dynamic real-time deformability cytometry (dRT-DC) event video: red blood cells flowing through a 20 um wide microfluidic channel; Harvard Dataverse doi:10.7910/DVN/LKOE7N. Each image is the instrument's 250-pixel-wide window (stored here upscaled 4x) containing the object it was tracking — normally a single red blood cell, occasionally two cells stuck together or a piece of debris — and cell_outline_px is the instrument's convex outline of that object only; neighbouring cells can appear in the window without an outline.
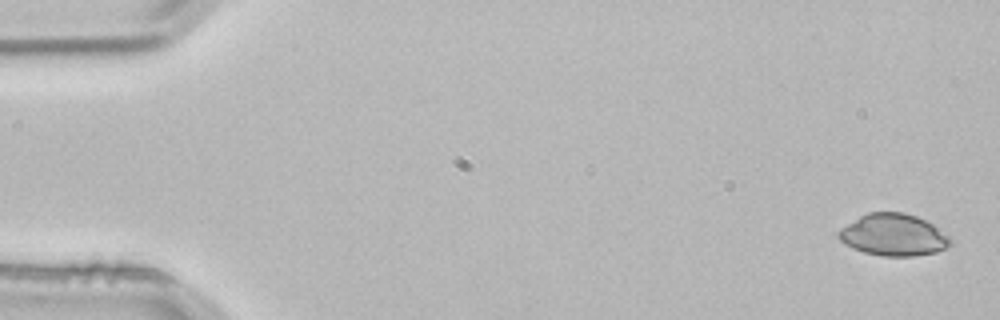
{"species": "common noctule bat (a hibernating species)", "species_latin": "Nyctalus noctula", "temperature_condition": "room temperature", "stored_images_in_passage": 4, "camera_frame_rate_fps": 3000, "um_per_image_px": 0.085, "animal": {"sex": "male", "body_mass_g": 21.5, "forearm_length_mm": 52.0}, "frame": {"image": 1, "passage_image": 1, "time_ms": 0.0, "image_size_px": [1000, 320], "cell_outline_px": [[952, 244], [936, 252], [912, 256], [880, 256], [864, 252], [852, 248], [844, 244], [836, 236], [836, 232], [840, 228], [860, 216], [868, 212], [904, 212], [916, 216], [932, 224], [948, 236], [952, 240]], "centroid_in_image_um": [75.9, 19.97], "position_along_channel_um": 9.1, "area_um2": 27.34}}
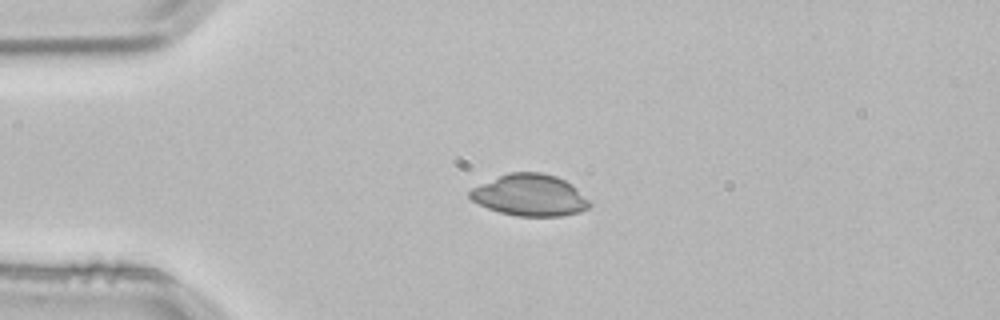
{"frame": {"image": 2, "passage_image": 3, "time_ms": 0.667, "image_size_px": [1000, 320], "cell_outline_px": [[592, 204], [588, 208], [580, 212], [560, 216], [516, 216], [500, 212], [488, 208], [472, 200], [468, 196], [468, 192], [472, 188], [508, 172], [540, 172], [556, 176], [572, 184]], "centroid_in_image_um": [45.04, 16.59], "position_along_channel_um": 40.0, "area_um2": 28.9}}
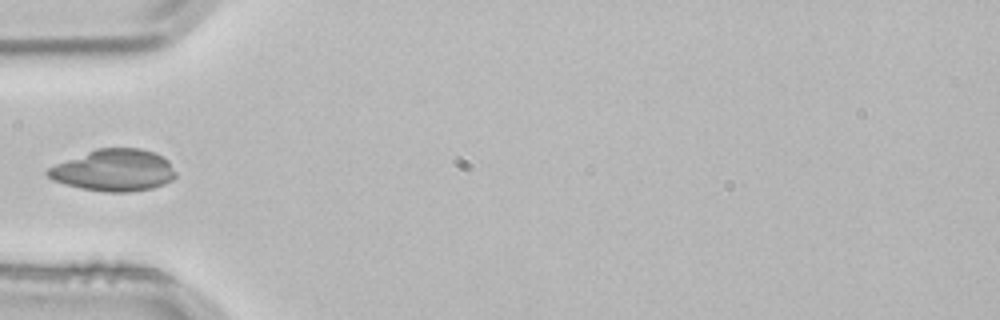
{"frame": {"image": 3, "passage_image": 4, "time_ms": 1.0, "image_size_px": [1000, 320], "cell_outline_px": [[176, 176], [172, 180], [164, 184], [152, 188], [128, 192], [104, 192], [80, 188], [64, 184], [52, 180], [44, 172], [48, 168], [56, 164], [96, 148], [140, 148], [156, 152], [164, 156], [168, 160], [176, 172]], "centroid_in_image_um": [9.7, 14.47], "position_along_channel_um": 75.3, "area_um2": 31.39}}